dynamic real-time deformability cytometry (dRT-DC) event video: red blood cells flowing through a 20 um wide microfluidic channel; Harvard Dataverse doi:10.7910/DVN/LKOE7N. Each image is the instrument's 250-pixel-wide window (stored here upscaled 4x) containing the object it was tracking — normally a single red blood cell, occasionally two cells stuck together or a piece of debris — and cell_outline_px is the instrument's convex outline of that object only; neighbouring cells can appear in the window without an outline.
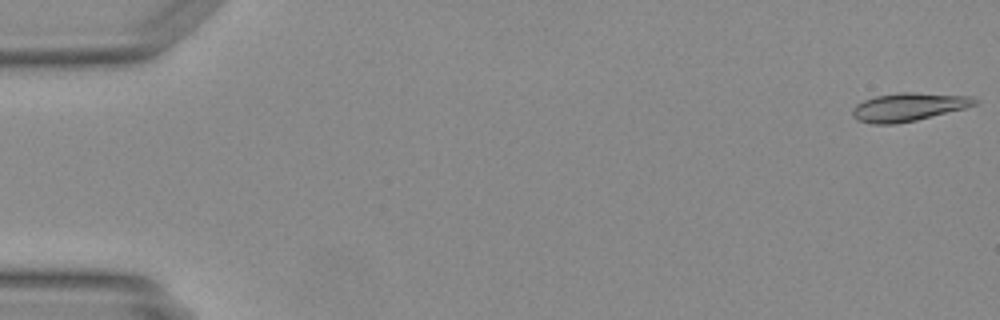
{"species": "Egyptian fruit bat (a non-hibernating species)", "species_latin": "Rousettus aegyptiacus", "temperature_condition": "warm", "stored_images_in_passage": 48, "camera_frame_rate_fps": 3000, "um_per_image_px": 0.085, "animal": {"sex": "female"}, "frame": {"image": 1, "passage_image": 1, "time_ms": 0.0, "image_size_px": [1000, 320], "cell_outline_px": [[980, 100], [976, 104], [964, 108], [916, 120], [896, 124], [872, 124], [856, 120], [852, 116], [852, 108], [856, 104], [864, 100], [876, 96], [900, 92], [912, 92], [972, 96]], "centroid_in_image_um": [77.2, 9.09], "position_along_channel_um": 7.8, "area_um2": 20.17}}
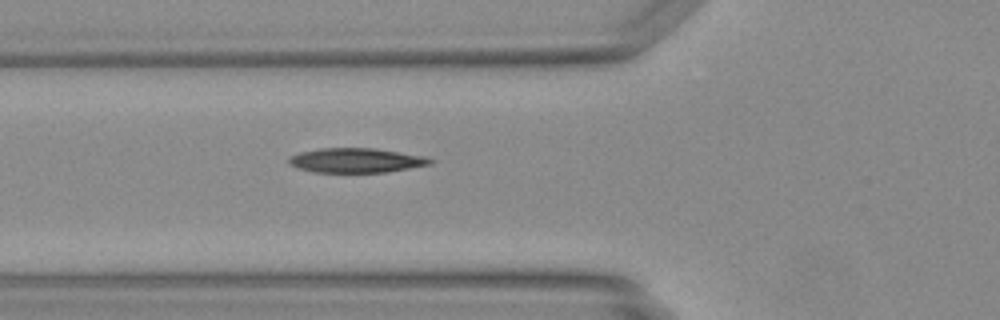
{"frame": {"image": 2, "passage_image": 18, "time_ms": 5.667, "image_size_px": [1000, 320], "cell_outline_px": [[432, 164], [388, 172], [316, 172], [300, 168], [292, 164], [288, 160], [288, 156], [300, 152], [320, 148], [376, 148], [424, 156], [432, 160]], "centroid_in_image_um": [30.29, 13.62], "position_along_channel_um": 95.5, "area_um2": 20.06}}